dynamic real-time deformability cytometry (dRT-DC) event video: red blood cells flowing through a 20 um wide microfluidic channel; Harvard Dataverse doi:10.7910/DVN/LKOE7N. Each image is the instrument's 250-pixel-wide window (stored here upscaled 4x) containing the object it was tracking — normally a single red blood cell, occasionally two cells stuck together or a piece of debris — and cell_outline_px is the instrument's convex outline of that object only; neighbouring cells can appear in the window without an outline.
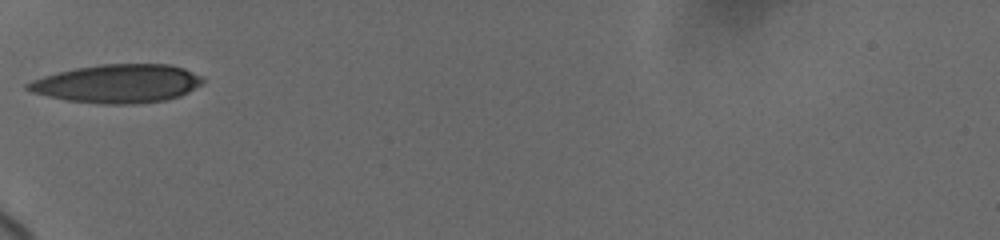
{"species": "human", "species_latin": "Homo sapiens", "temperature_condition": "cold", "stored_images_in_passage": 8, "camera_frame_rate_fps": 3000, "um_per_image_px": 0.085, "donor": {"sex": "female"}, "frame": {"image": 1, "passage_image": 1, "time_ms": 0.0, "image_size_px": [1000, 240], "cell_outline_px": [[204, 80], [200, 84], [188, 92], [180, 96], [164, 100], [132, 104], [104, 104], [64, 100], [32, 92], [24, 88], [24, 84], [32, 80], [44, 76], [76, 68], [100, 64], [168, 64], [184, 68], [200, 76]], "centroid_in_image_um": [9.96, 7.11], "position_along_channel_um": 75.0, "area_um2": 39.02}}
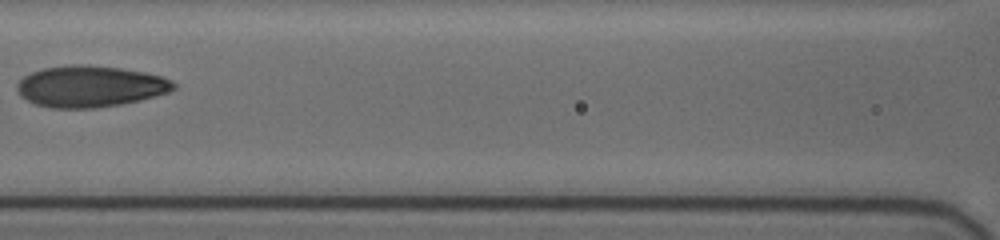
{"frame": {"image": 2, "passage_image": 5, "time_ms": 2.333, "image_size_px": [1000, 240], "cell_outline_px": [[176, 88], [168, 92], [140, 100], [120, 104], [96, 108], [52, 108], [36, 104], [20, 96], [16, 88], [16, 84], [24, 76], [32, 72], [44, 68], [68, 64], [88, 64], [120, 68], [144, 72], [160, 76], [172, 80], [176, 84]], "centroid_in_image_um": [7.65, 7.33], "position_along_channel_um": 159.0, "area_um2": 37.8}}
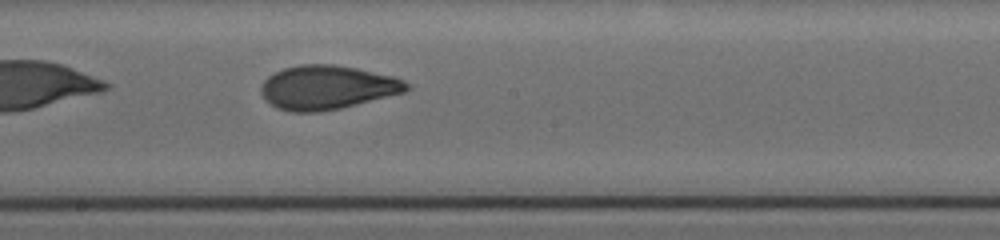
{"frame": {"image": 3, "passage_image": 8, "time_ms": 4.0, "image_size_px": [1000, 240], "cell_outline_px": [[412, 88], [404, 92], [340, 108], [316, 112], [292, 112], [280, 108], [272, 104], [264, 96], [260, 88], [264, 80], [268, 76], [284, 68], [300, 64], [332, 64], [356, 68], [392, 76], [404, 80], [412, 84]], "centroid_in_image_um": [27.85, 7.42], "position_along_channel_um": 220.4, "area_um2": 36.93}}